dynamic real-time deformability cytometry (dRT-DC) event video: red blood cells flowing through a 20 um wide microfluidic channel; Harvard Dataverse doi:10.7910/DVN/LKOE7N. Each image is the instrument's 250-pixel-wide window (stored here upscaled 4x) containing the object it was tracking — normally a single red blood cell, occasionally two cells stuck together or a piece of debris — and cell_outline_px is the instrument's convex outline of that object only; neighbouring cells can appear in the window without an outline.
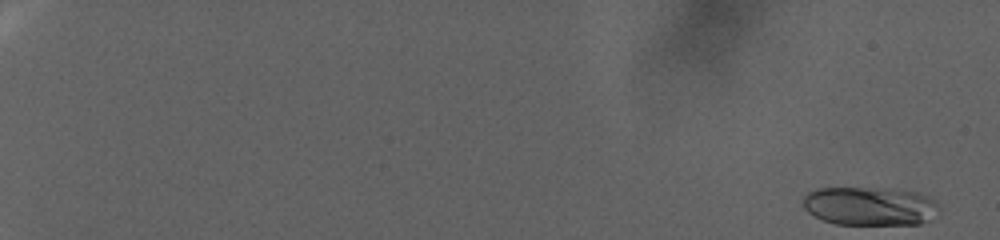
{"species": "human", "species_latin": "Homo sapiens", "temperature_condition": "warm", "stored_images_in_passage": 89, "camera_frame_rate_fps": 3000, "um_per_image_px": 0.085, "donor": {"sex": "female"}, "frame": {"image": 1, "passage_image": 1, "time_ms": 0.0, "image_size_px": [1000, 240], "cell_outline_px": [[940, 208], [928, 220], [920, 224], [836, 224], [824, 220], [808, 212], [804, 208], [804, 196], [808, 192], [816, 188], [864, 188], [916, 192], [928, 196], [936, 200]], "centroid_in_image_um": [73.93, 17.52], "position_along_channel_um": 11.1, "area_um2": 30.29}}
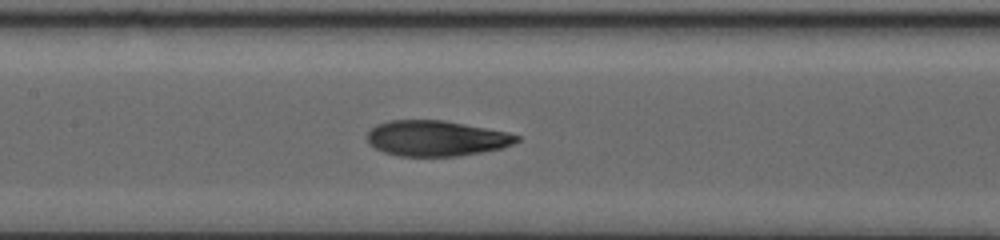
{"frame": {"image": 2, "passage_image": 50, "time_ms": 16.333, "image_size_px": [1000, 240], "cell_outline_px": [[520, 140], [512, 144], [500, 148], [480, 152], [456, 156], [400, 156], [384, 152], [368, 144], [368, 132], [376, 124], [388, 120], [444, 120], [508, 132], [520, 136]], "centroid_in_image_um": [37.06, 11.75], "position_along_channel_um": 170.3, "area_um2": 30.87}}
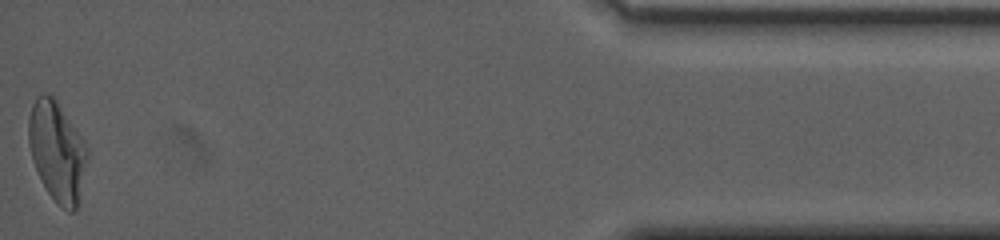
{"frame": {"image": 3, "passage_image": 89, "time_ms": 29.333, "image_size_px": [1000, 240], "cell_outline_px": [[88, 156], [76, 208], [72, 212], [68, 212], [56, 204], [48, 192], [36, 168], [28, 144], [28, 120], [32, 104], [36, 96], [44, 92], [52, 96], [56, 100], [84, 140], [88, 148]], "centroid_in_image_um": [4.84, 12.84], "position_along_channel_um": 430.4, "area_um2": 33.81}, "authors_computed_cell_mechanics": {"area_um2": 30.8652, "velocity_mm_per_s": 2.4837, "shape_relaxation_time_tau1_ms": 10.3012, "shape_relaxation_time_tau2_ms": 1.3995, "deformation_change_tau1": 0.2773, "deformation_change_tau2": 0.0733}}